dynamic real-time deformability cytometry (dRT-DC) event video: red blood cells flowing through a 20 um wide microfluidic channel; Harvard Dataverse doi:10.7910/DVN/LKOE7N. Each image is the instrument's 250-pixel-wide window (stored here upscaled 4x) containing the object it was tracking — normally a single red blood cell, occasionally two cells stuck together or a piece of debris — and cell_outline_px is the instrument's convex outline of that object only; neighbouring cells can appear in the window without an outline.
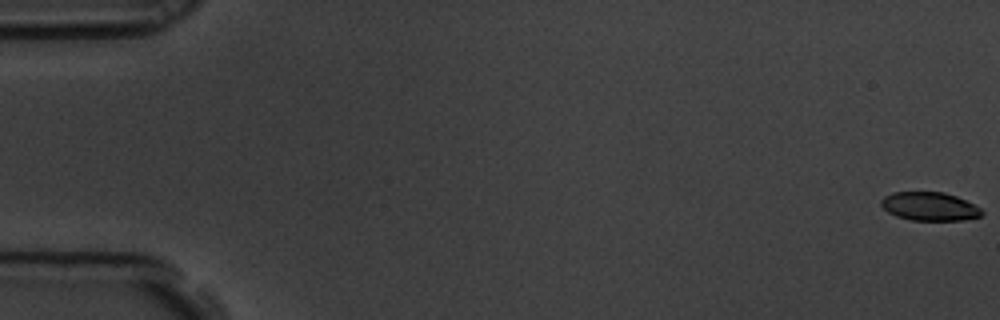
{"species": "common noctule bat (a hibernating species)", "species_latin": "Nyctalus noctula", "temperature_condition": "room temperature", "stored_images_in_passage": 7, "camera_frame_rate_fps": 3000, "um_per_image_px": 0.085, "animal": {"sex": "male", "body_mass_g": 19.5, "forearm_length_mm": 54.6}, "frame": {"image": 1, "passage_image": 1, "time_ms": 0.0, "image_size_px": [1000, 320], "cell_outline_px": [[984, 212], [980, 216], [964, 220], [912, 220], [896, 216], [888, 212], [880, 204], [880, 200], [884, 196], [892, 192], [944, 192], [956, 196], [980, 208]], "centroid_in_image_um": [78.99, 17.54], "position_along_channel_um": 6.0, "area_um2": 16.65}}
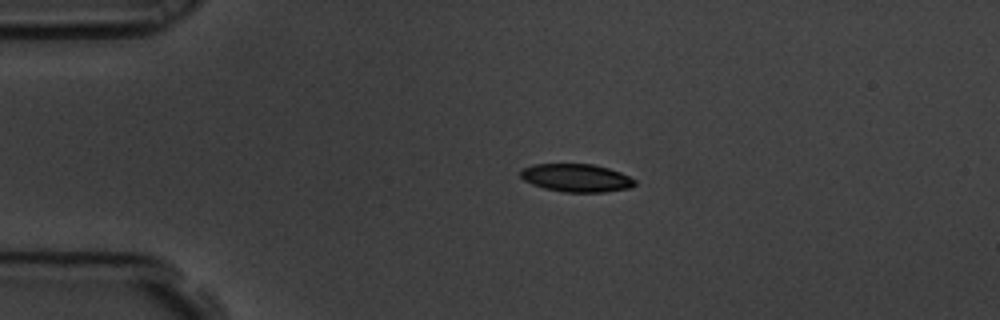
{"frame": {"image": 2, "passage_image": 5, "time_ms": 1.333, "image_size_px": [1000, 320], "cell_outline_px": [[636, 184], [628, 188], [604, 192], [564, 192], [544, 188], [532, 184], [524, 180], [520, 176], [520, 172], [524, 168], [532, 164], [592, 164], [608, 168], [620, 172], [636, 180]], "centroid_in_image_um": [48.98, 15.12], "position_along_channel_um": 36.0, "area_um2": 18.55}}
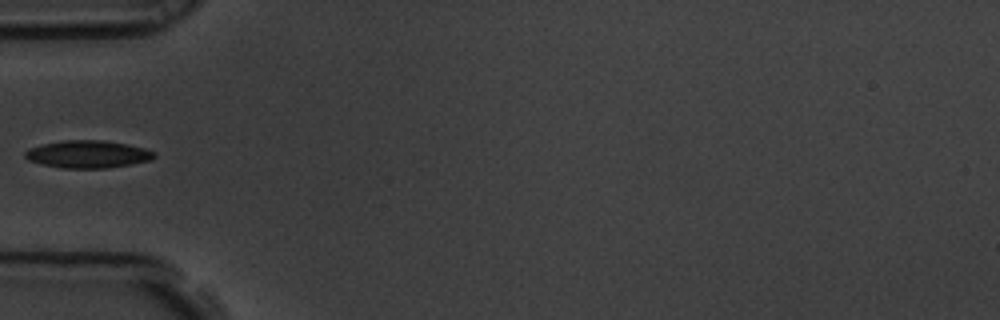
{"frame": {"image": 3, "passage_image": 7, "time_ms": 2.0, "image_size_px": [1000, 320], "cell_outline_px": [[156, 156], [148, 160], [132, 164], [108, 168], [60, 168], [28, 160], [24, 156], [24, 152], [28, 148], [60, 140], [104, 140], [128, 144], [144, 148], [156, 152]], "centroid_in_image_um": [7.46, 13.1], "position_along_channel_um": 77.5, "area_um2": 20.75}}